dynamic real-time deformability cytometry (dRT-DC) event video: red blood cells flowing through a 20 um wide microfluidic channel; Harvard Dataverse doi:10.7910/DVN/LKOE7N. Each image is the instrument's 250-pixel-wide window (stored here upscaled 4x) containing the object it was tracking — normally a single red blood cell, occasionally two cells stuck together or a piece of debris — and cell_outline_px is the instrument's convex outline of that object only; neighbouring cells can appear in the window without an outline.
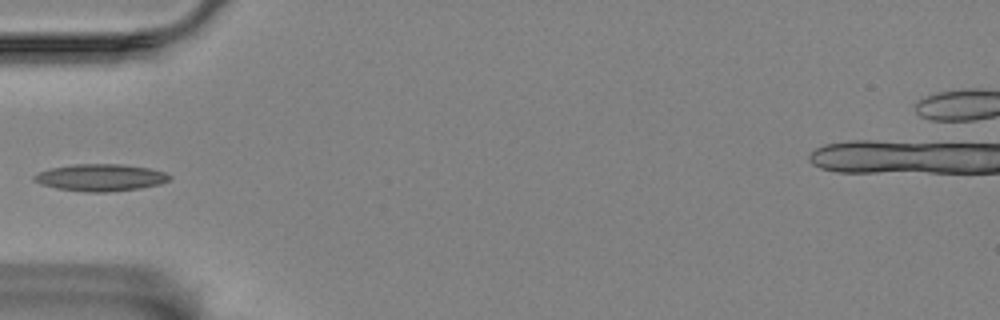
{"species": "Egyptian fruit bat (a non-hibernating species)", "species_latin": "Rousettus aegyptiacus", "temperature_condition": "room temperature", "stored_images_in_passage": 34, "camera_frame_rate_fps": 3000, "um_per_image_px": 0.085, "animal": {"sex": "female"}, "frame": {"image": 1, "passage_image": 1, "time_ms": 0.0, "image_size_px": [1000, 320], "cell_outline_px": [[172, 176], [168, 180], [160, 184], [140, 188], [108, 192], [84, 192], [56, 188], [40, 184], [32, 180], [32, 176], [40, 172], [52, 168], [76, 164], [120, 164], [148, 168], [164, 172]], "centroid_in_image_um": [8.52, 15.1], "position_along_channel_um": 76.5, "area_um2": 21.21}}
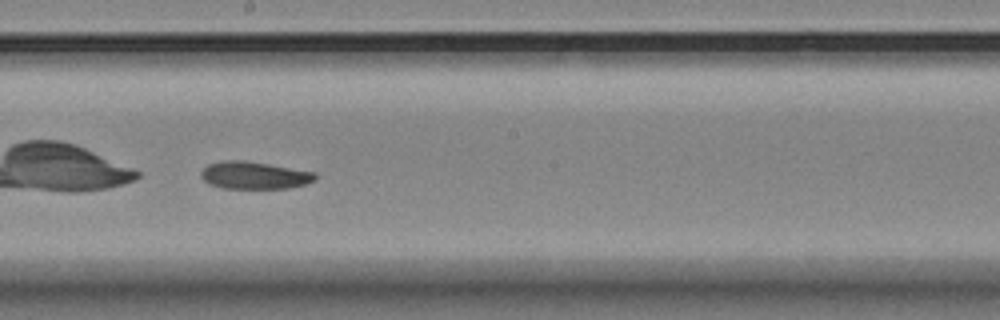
{"frame": {"image": 2, "passage_image": 14, "time_ms": 4.333, "image_size_px": [1000, 320], "cell_outline_px": [[316, 180], [304, 184], [288, 188], [220, 188], [208, 184], [200, 176], [200, 172], [208, 164], [224, 160], [244, 160], [316, 172]], "centroid_in_image_um": [21.59, 14.9], "position_along_channel_um": 226.6, "area_um2": 18.26}}
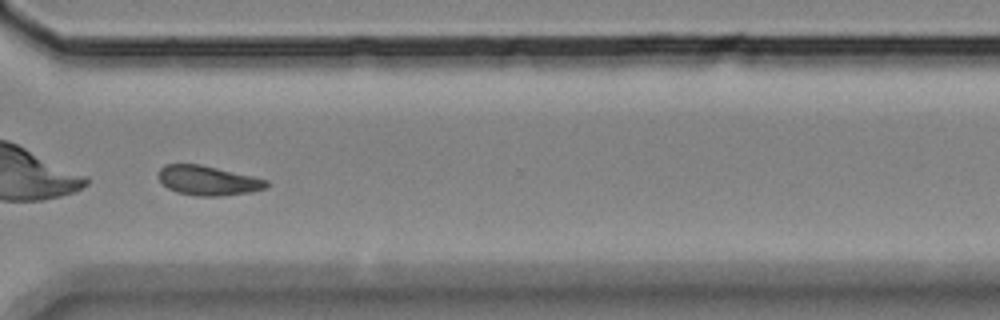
{"frame": {"image": 3, "passage_image": 25, "time_ms": 8.0, "image_size_px": [1000, 320], "cell_outline_px": [[268, 184], [264, 188], [252, 192], [224, 196], [196, 196], [176, 192], [168, 188], [156, 176], [160, 168], [164, 164], [200, 164], [252, 176], [268, 180]], "centroid_in_image_um": [17.65, 15.35], "position_along_channel_um": 353.0, "area_um2": 18.67}}